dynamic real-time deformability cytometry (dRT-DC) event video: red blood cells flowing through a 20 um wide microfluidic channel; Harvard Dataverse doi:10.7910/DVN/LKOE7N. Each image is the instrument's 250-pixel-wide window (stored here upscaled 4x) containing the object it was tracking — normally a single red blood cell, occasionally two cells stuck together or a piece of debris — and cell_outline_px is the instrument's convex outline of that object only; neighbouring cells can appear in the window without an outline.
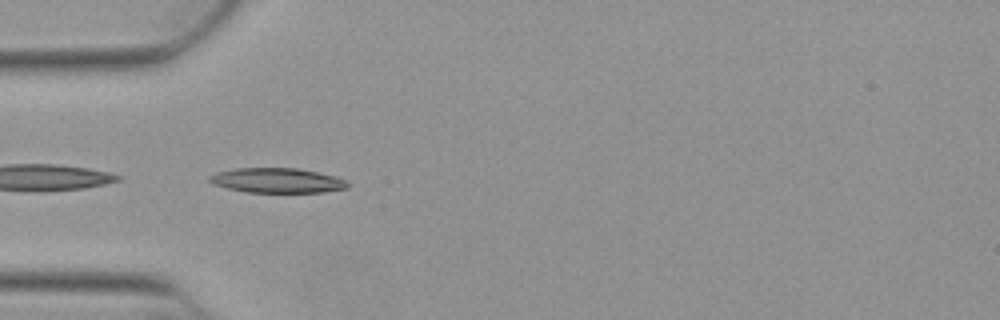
{"species": "Egyptian fruit bat (a non-hibernating species)", "species_latin": "Rousettus aegyptiacus", "temperature_condition": "warm", "stored_images_in_passage": 13, "camera_frame_rate_fps": 3000, "um_per_image_px": 0.085, "animal": {"sex": "female"}, "frame": {"image": 1, "passage_image": 1, "time_ms": 0.0, "image_size_px": [1000, 320], "cell_outline_px": [[348, 188], [324, 192], [244, 192], [212, 184], [208, 180], [208, 176], [216, 172], [236, 168], [296, 168], [336, 176], [344, 180], [348, 184]], "centroid_in_image_um": [23.52, 15.34], "position_along_channel_um": 61.5, "area_um2": 19.94}}
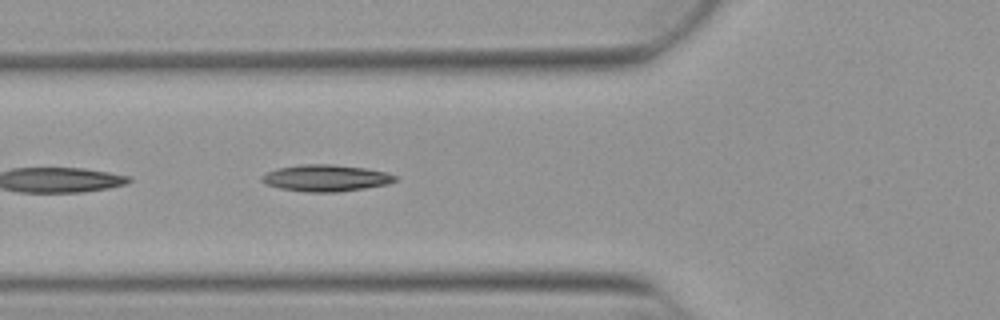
{"frame": {"image": 2, "passage_image": 4, "time_ms": 1.0, "image_size_px": [1000, 320], "cell_outline_px": [[396, 180], [388, 184], [364, 188], [336, 192], [304, 192], [280, 188], [264, 184], [260, 180], [260, 176], [276, 168], [300, 164], [332, 164], [368, 168], [388, 172], [396, 176]], "centroid_in_image_um": [27.67, 15.12], "position_along_channel_um": 98.1, "area_um2": 20.92}}
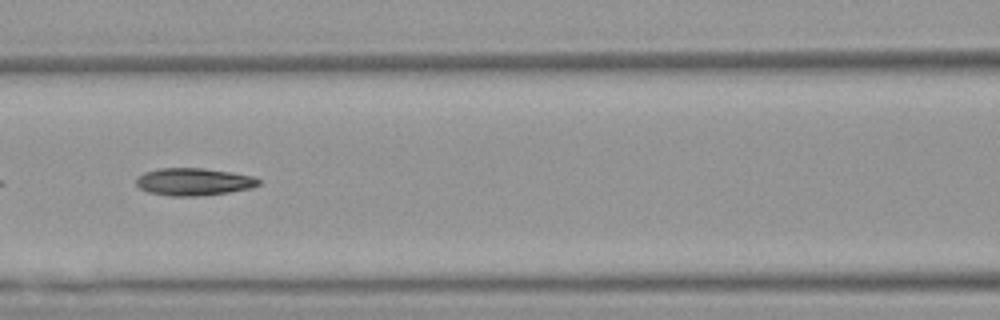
{"frame": {"image": 3, "passage_image": 8, "time_ms": 2.333, "image_size_px": [1000, 320], "cell_outline_px": [[260, 184], [252, 188], [228, 192], [196, 196], [168, 196], [148, 192], [140, 188], [136, 184], [136, 176], [144, 172], [160, 168], [204, 168], [232, 172], [252, 176], [260, 180]], "centroid_in_image_um": [16.44, 15.44], "position_along_channel_um": 150.2, "area_um2": 19.65}}